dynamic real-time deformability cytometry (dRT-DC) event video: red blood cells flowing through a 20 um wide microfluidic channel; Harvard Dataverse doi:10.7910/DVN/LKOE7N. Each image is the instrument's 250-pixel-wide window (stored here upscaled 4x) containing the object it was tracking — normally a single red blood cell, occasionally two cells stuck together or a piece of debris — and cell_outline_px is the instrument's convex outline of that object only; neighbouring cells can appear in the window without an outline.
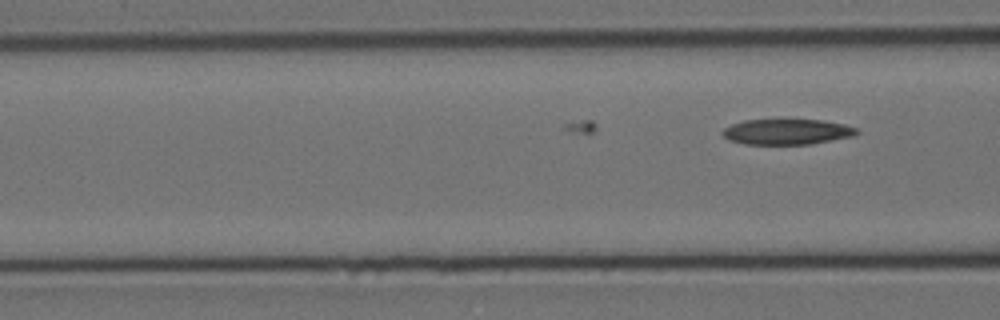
{"species": "Egyptian fruit bat (a non-hibernating species)", "species_latin": "Rousettus aegyptiacus", "temperature_condition": "cold", "stored_images_in_passage": 9, "camera_frame_rate_fps": 3000, "um_per_image_px": 0.085, "animal": {"sex": "female"}, "frame": {"image": 1, "passage_image": 9, "time_ms": 2.667, "image_size_px": [1000, 320], "cell_outline_px": [[860, 132], [852, 136], [812, 144], [744, 144], [728, 140], [720, 132], [724, 128], [732, 124], [744, 120], [820, 120], [844, 124], [856, 128]], "centroid_in_image_um": [66.86, 11.2], "position_along_channel_um": 99.7, "area_um2": 19.88}}